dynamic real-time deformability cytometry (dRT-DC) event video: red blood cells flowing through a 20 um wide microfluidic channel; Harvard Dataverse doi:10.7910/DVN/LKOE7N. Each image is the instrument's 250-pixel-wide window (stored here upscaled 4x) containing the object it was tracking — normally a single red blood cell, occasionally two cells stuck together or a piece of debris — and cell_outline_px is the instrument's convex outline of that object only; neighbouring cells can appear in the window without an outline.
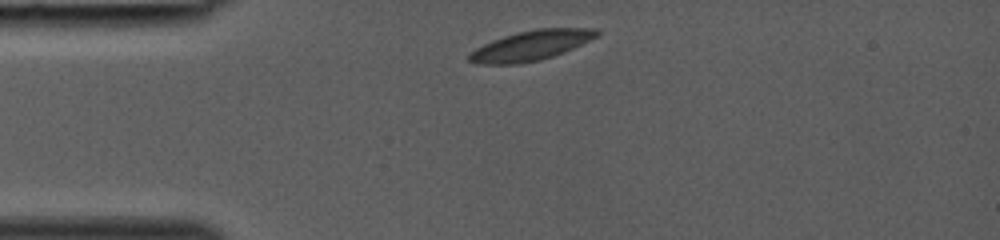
{"species": "common noctule bat (a hibernating species)", "species_latin": "Nyctalus noctula", "temperature_condition": "room temperature", "stored_images_in_passage": 27, "camera_frame_rate_fps": 3000, "um_per_image_px": 0.085, "animal": {"sex": "female", "body_mass_g": 19.0, "forearm_length_mm": 53.3}, "frame": {"image": 1, "passage_image": 1, "time_ms": 0.0, "image_size_px": [1000, 240], "cell_outline_px": [[600, 32], [596, 36], [564, 52], [540, 60], [520, 64], [476, 64], [468, 60], [468, 56], [476, 48], [492, 40], [504, 36], [536, 28], [600, 28]], "centroid_in_image_um": [45.12, 3.87], "position_along_channel_um": 39.9, "area_um2": 22.02}}
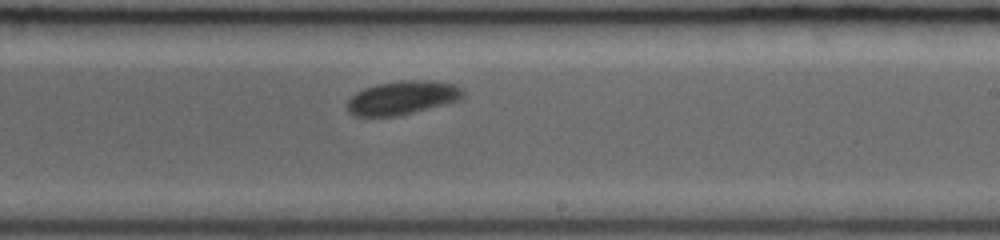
{"frame": {"image": 2, "passage_image": 16, "time_ms": 5.0, "image_size_px": [1000, 240], "cell_outline_px": [[464, 96], [460, 100], [448, 104], [396, 116], [356, 116], [348, 112], [348, 100], [356, 92], [364, 88], [376, 84], [404, 80], [428, 80], [456, 84], [464, 92]], "centroid_in_image_um": [34.23, 8.3], "position_along_channel_um": 254.8, "area_um2": 22.77}}
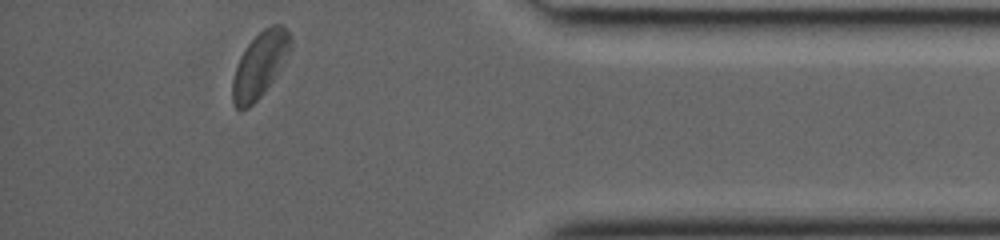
{"frame": {"image": 3, "passage_image": 27, "time_ms": 8.667, "image_size_px": [1000, 240], "cell_outline_px": [[292, 48], [272, 80], [264, 92], [248, 108], [236, 108], [232, 104], [232, 80], [240, 56], [248, 44], [264, 28], [272, 24], [280, 24], [292, 36]], "centroid_in_image_um": [22.09, 5.49], "position_along_channel_um": 413.1, "area_um2": 21.73}}